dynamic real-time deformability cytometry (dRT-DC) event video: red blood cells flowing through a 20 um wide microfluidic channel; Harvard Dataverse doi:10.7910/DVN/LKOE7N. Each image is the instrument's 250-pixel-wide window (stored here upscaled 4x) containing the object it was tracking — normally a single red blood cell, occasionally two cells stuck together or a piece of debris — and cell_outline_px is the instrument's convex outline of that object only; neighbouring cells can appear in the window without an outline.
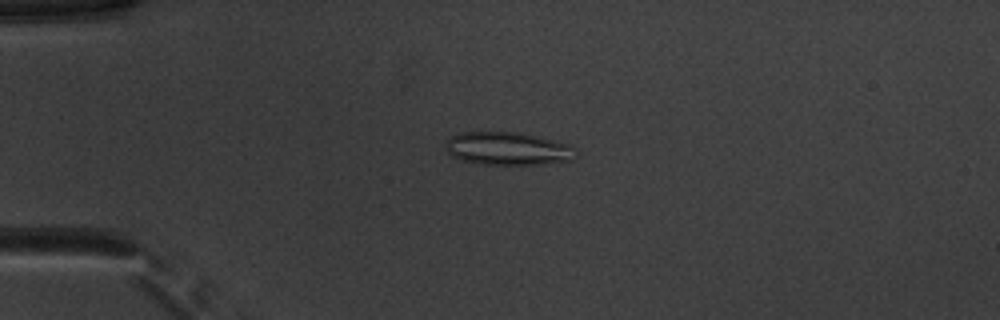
{"species": "common noctule bat (a hibernating species)", "species_latin": "Nyctalus noctula", "temperature_condition": "warm", "stored_images_in_passage": 38, "camera_frame_rate_fps": 3000, "um_per_image_px": 0.085, "animal": {"sex": "male", "body_mass_g": 20.1, "forearm_length_mm": 53.5}, "frame": {"image": 1, "passage_image": 6, "time_ms": 1.667, "image_size_px": [1000, 320], "cell_outline_px": [[576, 156], [572, 160], [544, 164], [484, 164], [460, 160], [452, 156], [448, 152], [448, 140], [452, 136], [460, 132], [520, 132], [540, 136], [572, 144], [576, 148]], "centroid_in_image_um": [43.25, 12.62], "position_along_channel_um": 41.7, "area_um2": 25.2}}
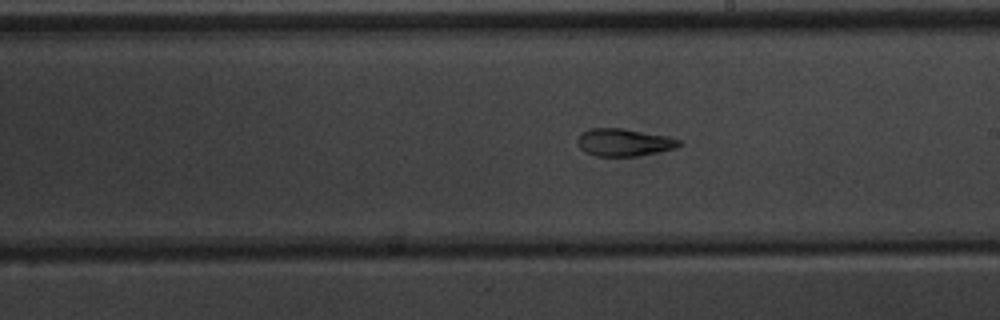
{"frame": {"image": 2, "passage_image": 23, "time_ms": 7.333, "image_size_px": [1000, 320], "cell_outline_px": [[684, 144], [676, 148], [660, 152], [636, 156], [596, 156], [584, 152], [580, 148], [576, 140], [580, 132], [588, 128], [620, 128], [668, 136], [680, 140]], "centroid_in_image_um": [53.02, 12.1], "position_along_channel_um": 236.0, "area_um2": 16.53}}
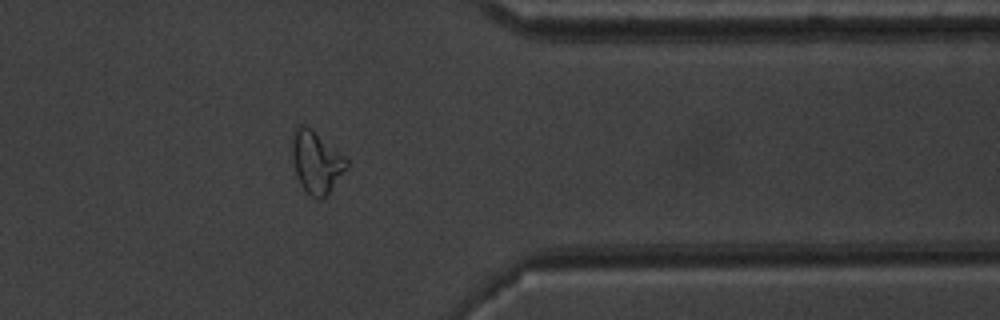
{"frame": {"image": 3, "passage_image": 35, "time_ms": 11.333, "image_size_px": [1000, 320], "cell_outline_px": [[348, 168], [328, 196], [312, 196], [300, 184], [296, 176], [292, 160], [292, 132], [300, 124], [312, 128], [344, 156], [348, 160]], "centroid_in_image_um": [26.89, 13.76], "position_along_channel_um": 384.5, "area_um2": 19.77}, "authors_computed_cell_mechanics": {"area_um2": 17.2533, "velocity_mm_per_s": 3.9518, "shape_relaxation_time_tau1_ms": null, "shape_relaxation_time_tau2_ms": 2.5438, "deformation_change_tau1": null, "deformation_change_tau2": 0.1093}}